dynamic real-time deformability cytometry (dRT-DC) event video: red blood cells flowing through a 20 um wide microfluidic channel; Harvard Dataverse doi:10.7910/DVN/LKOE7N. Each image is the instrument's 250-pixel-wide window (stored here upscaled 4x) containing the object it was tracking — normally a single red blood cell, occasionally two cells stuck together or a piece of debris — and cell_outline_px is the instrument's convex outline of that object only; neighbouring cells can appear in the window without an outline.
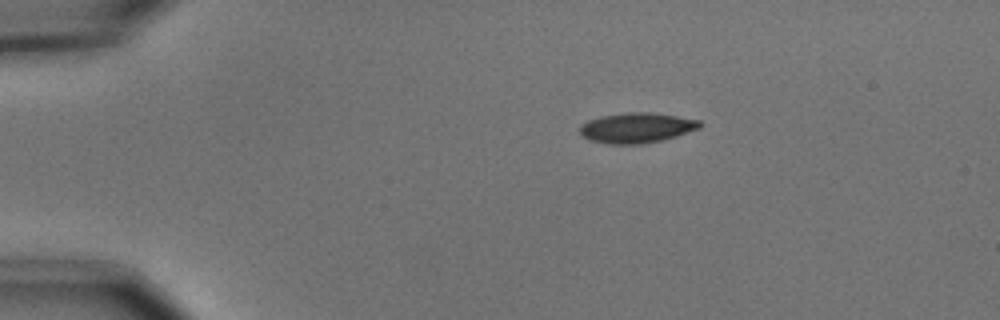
{"species": "common noctule bat (a hibernating species)", "species_latin": "Nyctalus noctula", "temperature_condition": "cold", "stored_images_in_passage": 45, "camera_frame_rate_fps": 3000, "um_per_image_px": 0.085, "animal": {"sex": "male", "body_mass_g": 15.6}, "frame": {"image": 1, "passage_image": 1, "time_ms": 0.0, "image_size_px": [1000, 320], "cell_outline_px": [[704, 124], [700, 128], [676, 136], [660, 140], [640, 144], [612, 144], [588, 140], [580, 132], [580, 124], [588, 120], [600, 116], [628, 112], [648, 112], [676, 116], [700, 120]], "centroid_in_image_um": [54.11, 10.86], "position_along_channel_um": 30.9, "area_um2": 21.04}}
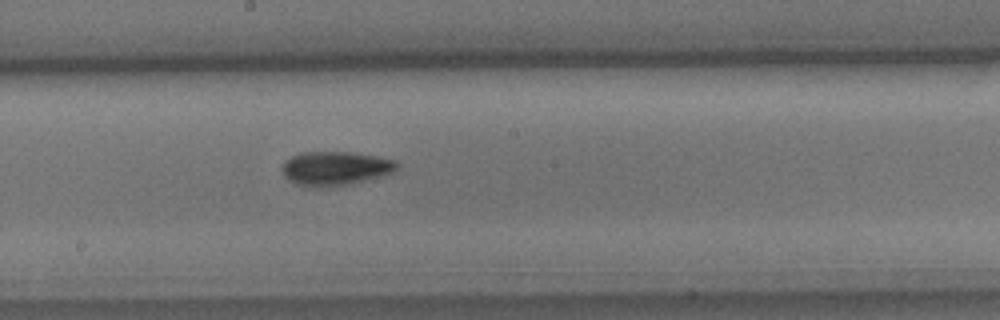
{"frame": {"image": 2, "passage_image": 21, "time_ms": 6.667, "image_size_px": [1000, 320], "cell_outline_px": [[400, 164], [392, 172], [380, 176], [352, 184], [324, 188], [300, 184], [288, 180], [284, 176], [284, 160], [292, 156], [304, 152], [348, 152], [376, 156], [396, 160]], "centroid_in_image_um": [28.53, 14.31], "position_along_channel_um": 219.7, "area_um2": 22.54}}
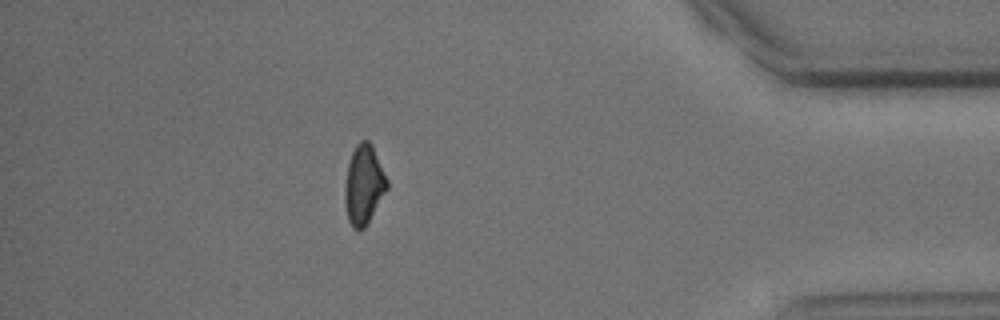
{"frame": {"image": 3, "passage_image": 39, "time_ms": 12.667, "image_size_px": [1000, 320], "cell_outline_px": [[388, 188], [364, 228], [360, 232], [356, 232], [352, 228], [348, 220], [344, 200], [344, 188], [348, 164], [352, 152], [356, 144], [360, 140], [368, 140], [372, 144], [388, 180]], "centroid_in_image_um": [30.91, 15.72], "position_along_channel_um": 404.3, "area_um2": 19.65}, "authors_computed_cell_mechanics": {"area_um2": 20.7502, "velocity_mm_per_s": 3.6955, "shape_relaxation_time_tau1_ms": 2.2945, "shape_relaxation_time_tau2_ms": null, "deformation_change_tau1": 0.0956, "deformation_change_tau2": null}}